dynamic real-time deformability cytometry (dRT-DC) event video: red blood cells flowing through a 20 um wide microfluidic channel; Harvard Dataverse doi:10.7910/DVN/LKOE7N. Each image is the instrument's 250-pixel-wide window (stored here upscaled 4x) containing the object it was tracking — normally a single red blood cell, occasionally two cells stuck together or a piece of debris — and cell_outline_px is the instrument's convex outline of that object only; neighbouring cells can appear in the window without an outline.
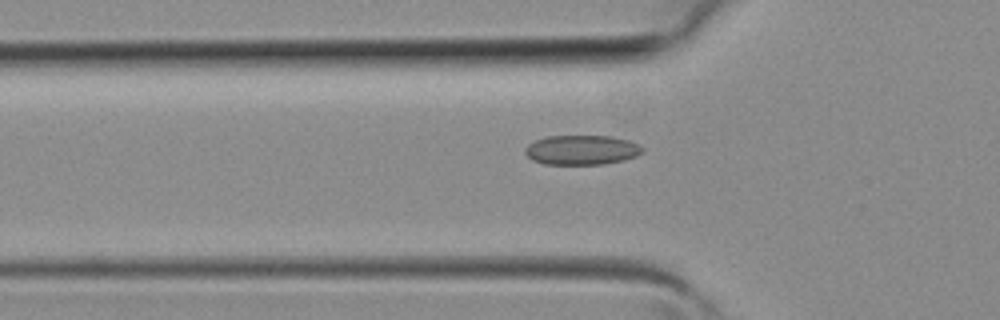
{"species": "common noctule bat (a hibernating species)", "species_latin": "Nyctalus noctula", "temperature_condition": "room temperature", "stored_images_in_passage": 39, "camera_frame_rate_fps": 3000, "um_per_image_px": 0.085, "animal": {"sex": "female", "body_mass_g": 19.3, "forearm_length_mm": 54.1}, "frame": {"image": 1, "passage_image": 13, "time_ms": 4.0, "image_size_px": [1000, 320], "cell_outline_px": [[644, 152], [636, 156], [624, 160], [604, 164], [544, 164], [532, 160], [524, 152], [524, 148], [528, 144], [536, 140], [548, 136], [612, 136], [628, 140], [640, 144], [644, 148]], "centroid_in_image_um": [49.47, 12.74], "position_along_channel_um": 76.3, "area_um2": 20.4}}
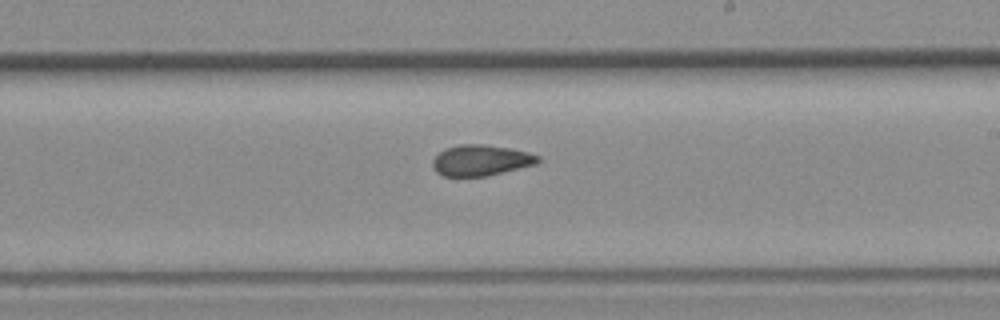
{"frame": {"image": 2, "passage_image": 23, "time_ms": 7.333, "image_size_px": [1000, 320], "cell_outline_px": [[540, 160], [536, 164], [488, 176], [444, 176], [436, 172], [432, 164], [432, 160], [444, 148], [460, 144], [484, 144], [508, 148], [528, 152], [540, 156]], "centroid_in_image_um": [40.87, 13.62], "position_along_channel_um": 248.1, "area_um2": 18.96}}
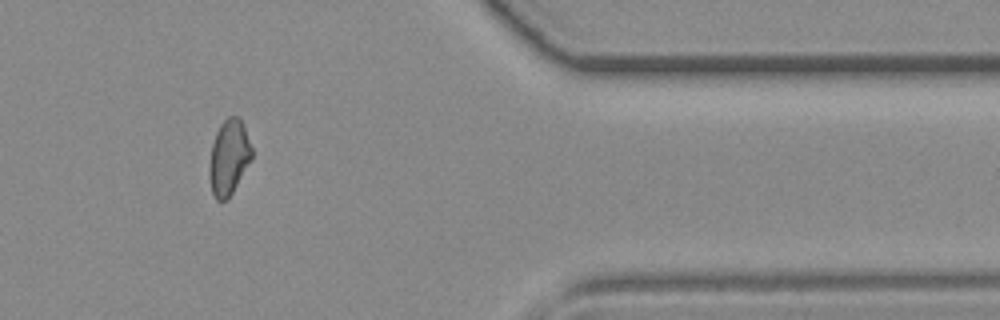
{"frame": {"image": 3, "passage_image": 33, "time_ms": 10.667, "image_size_px": [1000, 320], "cell_outline_px": [[252, 156], [232, 192], [224, 200], [216, 200], [212, 192], [208, 172], [208, 168], [212, 144], [216, 132], [220, 124], [228, 116], [236, 116], [244, 124], [252, 148]], "centroid_in_image_um": [19.43, 13.33], "position_along_channel_um": 392.0, "area_um2": 18.32}}